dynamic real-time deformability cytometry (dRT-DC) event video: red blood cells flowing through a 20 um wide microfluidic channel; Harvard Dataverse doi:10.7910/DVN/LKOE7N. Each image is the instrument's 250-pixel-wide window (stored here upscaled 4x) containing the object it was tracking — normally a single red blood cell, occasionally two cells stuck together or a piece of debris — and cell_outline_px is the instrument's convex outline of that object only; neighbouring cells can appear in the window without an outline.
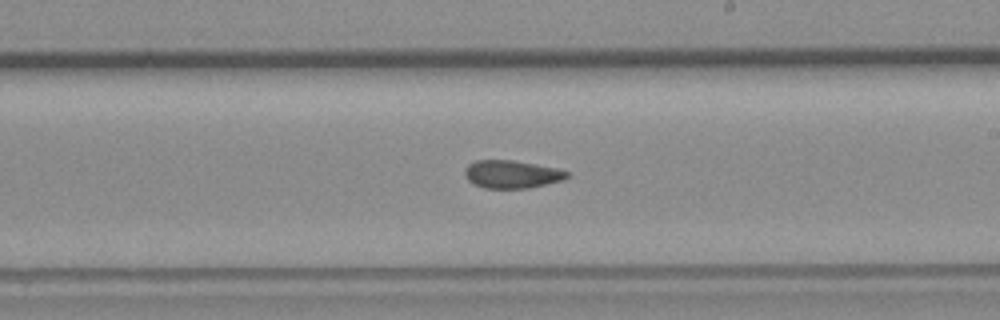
{"species": "common noctule bat (a hibernating species)", "species_latin": "Nyctalus noctula", "temperature_condition": "room temperature", "stored_images_in_passage": 30, "camera_frame_rate_fps": 3000, "um_per_image_px": 0.085, "animal": {"sex": "female", "body_mass_g": 19.3, "forearm_length_mm": 54.1}, "frame": {"image": 1, "passage_image": 30, "time_ms": 9.667, "image_size_px": [1000, 320], "cell_outline_px": [[568, 176], [564, 180], [528, 188], [484, 188], [472, 184], [464, 176], [464, 168], [468, 164], [476, 160], [512, 160], [556, 168], [568, 172]], "centroid_in_image_um": [43.45, 14.81], "position_along_channel_um": 245.6, "area_um2": 16.65}}